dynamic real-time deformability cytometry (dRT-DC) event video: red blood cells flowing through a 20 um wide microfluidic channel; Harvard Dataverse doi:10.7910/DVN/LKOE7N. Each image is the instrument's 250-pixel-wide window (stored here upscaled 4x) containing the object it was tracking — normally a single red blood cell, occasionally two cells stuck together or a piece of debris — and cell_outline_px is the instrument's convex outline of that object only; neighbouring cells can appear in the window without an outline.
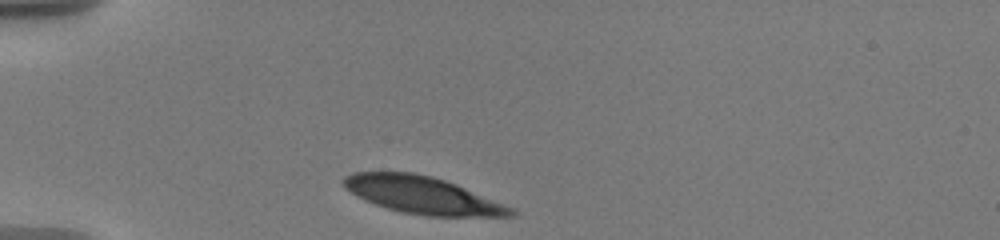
{"species": "human", "species_latin": "Homo sapiens", "temperature_condition": "warm", "stored_images_in_passage": 6, "camera_frame_rate_fps": 3000, "um_per_image_px": 0.085, "donor": {"sex": "male"}, "frame": {"image": 1, "passage_image": 1, "time_ms": 0.0, "image_size_px": [1000, 240], "cell_outline_px": [[520, 212], [516, 216], [424, 216], [404, 212], [388, 208], [376, 204], [356, 196], [344, 188], [340, 180], [344, 176], [352, 172], [412, 172], [432, 176], [456, 184], [504, 204]], "centroid_in_image_um": [35.89, 16.58], "position_along_channel_um": 49.1, "area_um2": 36.24}}
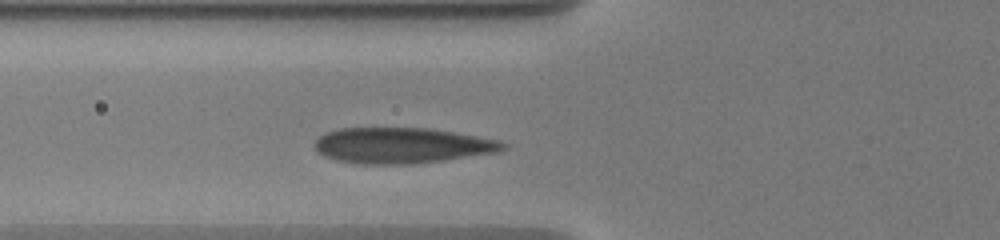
{"frame": {"image": 2, "passage_image": 4, "time_ms": 2.0, "image_size_px": [1000, 240], "cell_outline_px": [[508, 148], [500, 152], [416, 164], [360, 164], [336, 160], [324, 156], [316, 152], [312, 148], [312, 144], [324, 132], [340, 128], [428, 128], [500, 140], [508, 144]], "centroid_in_image_um": [34.15, 12.37], "position_along_channel_um": 91.7, "area_um2": 39.65}}
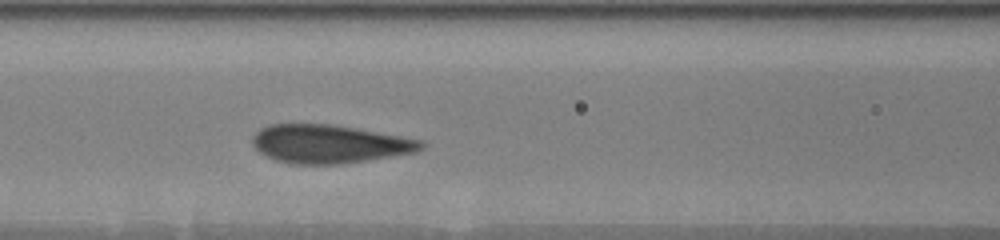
{"frame": {"image": 3, "passage_image": 6, "time_ms": 3.333, "image_size_px": [1000, 240], "cell_outline_px": [[424, 148], [420, 152], [344, 164], [292, 164], [276, 160], [264, 156], [252, 144], [252, 136], [260, 128], [268, 124], [332, 124], [356, 128], [424, 140]], "centroid_in_image_um": [28.02, 12.24], "position_along_channel_um": 138.6, "area_um2": 38.21}}